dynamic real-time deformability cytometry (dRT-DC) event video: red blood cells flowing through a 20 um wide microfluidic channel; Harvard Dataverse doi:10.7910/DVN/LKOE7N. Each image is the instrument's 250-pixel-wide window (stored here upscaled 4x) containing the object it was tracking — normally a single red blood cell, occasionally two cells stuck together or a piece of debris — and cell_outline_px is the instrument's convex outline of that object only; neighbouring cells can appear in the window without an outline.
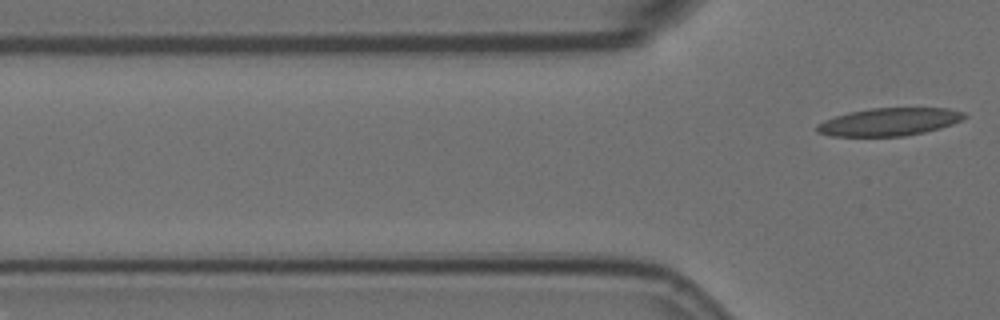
{"species": "Egyptian fruit bat (a non-hibernating species)", "species_latin": "Rousettus aegyptiacus", "temperature_condition": "room temperature", "stored_images_in_passage": 7, "segment_of_instrument_passage": [2, 2], "camera_frame_rate_fps": 3000, "um_per_image_px": 0.085, "animal": {"sex": "female"}, "frame": {"image": 1, "passage_image": 7, "time_ms": 2.0, "image_size_px": [1000, 320], "cell_outline_px": [[968, 116], [964, 120], [940, 128], [924, 132], [904, 136], [832, 136], [816, 132], [816, 124], [824, 120], [848, 112], [868, 108], [948, 108], [964, 112]], "centroid_in_image_um": [75.59, 10.35], "position_along_channel_um": 50.2, "area_um2": 24.04}}